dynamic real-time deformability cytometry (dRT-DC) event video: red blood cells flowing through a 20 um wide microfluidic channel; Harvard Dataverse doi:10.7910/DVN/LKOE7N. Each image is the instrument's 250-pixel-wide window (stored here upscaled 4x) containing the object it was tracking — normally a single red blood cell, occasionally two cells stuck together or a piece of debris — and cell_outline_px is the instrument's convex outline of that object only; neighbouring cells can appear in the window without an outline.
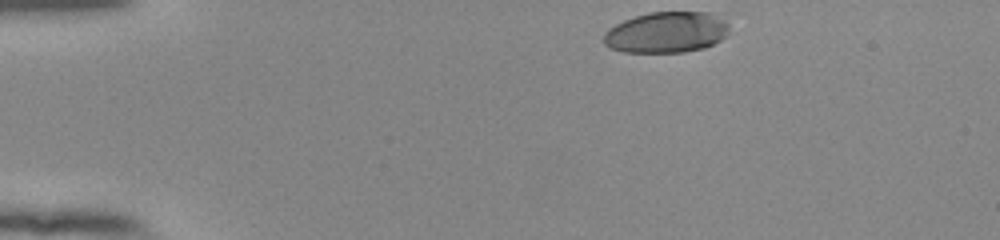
{"species": "human", "species_latin": "Homo sapiens", "temperature_condition": "room temperature", "stored_images_in_passage": 38, "camera_frame_rate_fps": 3000, "um_per_image_px": 0.085, "donor": {"sex": "female"}, "frame": {"image": 1, "passage_image": 1, "time_ms": 0.0, "image_size_px": [1000, 240], "cell_outline_px": [[740, 12], [728, 32], [720, 40], [704, 48], [684, 52], [624, 52], [612, 48], [604, 44], [604, 32], [608, 28], [624, 20], [648, 12]], "centroid_in_image_um": [56.89, 2.68], "position_along_channel_um": 28.1, "area_um2": 31.44}}
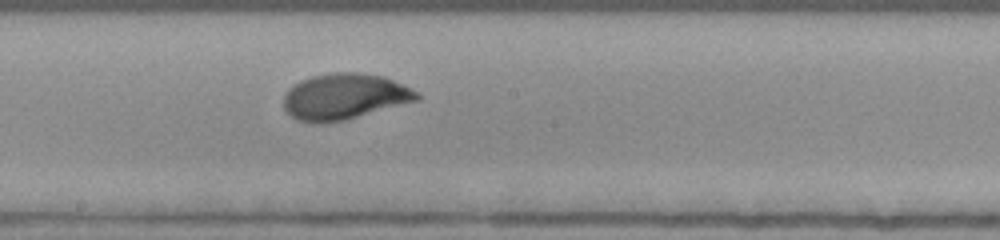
{"frame": {"image": 2, "passage_image": 22, "time_ms": 7.0, "image_size_px": [1000, 240], "cell_outline_px": [[420, 100], [344, 120], [320, 124], [316, 124], [296, 120], [284, 108], [284, 96], [288, 88], [300, 80], [312, 76], [332, 72], [356, 72], [384, 76], [416, 92], [420, 96]], "centroid_in_image_um": [29.24, 8.21], "position_along_channel_um": 219.0, "area_um2": 35.66}}
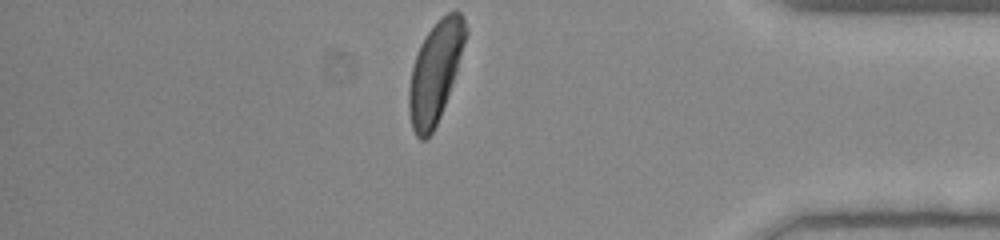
{"frame": {"image": 3, "passage_image": 38, "time_ms": 12.333, "image_size_px": [1000, 240], "cell_outline_px": [[468, 32], [456, 72], [440, 116], [432, 132], [424, 140], [420, 140], [416, 136], [412, 128], [408, 108], [408, 88], [412, 64], [420, 44], [428, 32], [448, 12], [460, 12], [464, 20]], "centroid_in_image_um": [36.97, 6.15], "position_along_channel_um": 398.2, "area_um2": 32.71}, "authors_computed_cell_mechanics": {"area_um2": 34.2465, "velocity_mm_per_s": 3.8624, "shape_relaxation_time_tau1_ms": 2.8681, "shape_relaxation_time_tau2_ms": null, "deformation_change_tau1": 0.1731, "deformation_change_tau2": null}}